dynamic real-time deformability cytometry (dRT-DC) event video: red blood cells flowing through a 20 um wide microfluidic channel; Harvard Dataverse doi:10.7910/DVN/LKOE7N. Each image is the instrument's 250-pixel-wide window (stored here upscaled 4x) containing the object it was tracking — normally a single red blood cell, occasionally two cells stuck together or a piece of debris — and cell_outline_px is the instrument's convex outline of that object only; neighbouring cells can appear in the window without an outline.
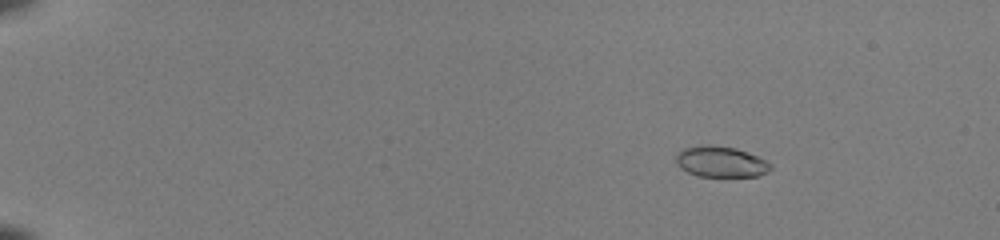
{"species": "common noctule bat (a hibernating species)", "species_latin": "Nyctalus noctula", "temperature_condition": "room temperature", "stored_images_in_passage": 52, "camera_frame_rate_fps": 3000, "um_per_image_px": 0.085, "animal": {"sex": "female", "body_mass_g": 22.0, "forearm_length_mm": 56.7}, "frame": {"image": 1, "passage_image": 8, "time_ms": 2.333, "image_size_px": [1000, 240], "cell_outline_px": [[772, 168], [768, 172], [756, 176], [700, 176], [688, 172], [680, 168], [676, 164], [676, 152], [684, 148], [704, 144], [712, 144], [736, 148], [748, 152], [772, 164]], "centroid_in_image_um": [61.24, 13.73], "position_along_channel_um": 23.8, "area_um2": 17.11}}
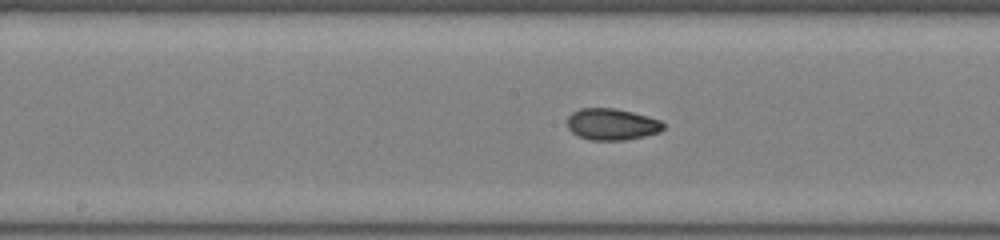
{"frame": {"image": 2, "passage_image": 30, "time_ms": 9.667, "image_size_px": [1000, 240], "cell_outline_px": [[664, 128], [660, 132], [644, 136], [624, 140], [588, 140], [572, 132], [568, 128], [568, 116], [572, 112], [580, 108], [616, 108], [632, 112], [660, 120], [664, 124]], "centroid_in_image_um": [52.0, 10.56], "position_along_channel_um": 196.2, "area_um2": 17.63}}
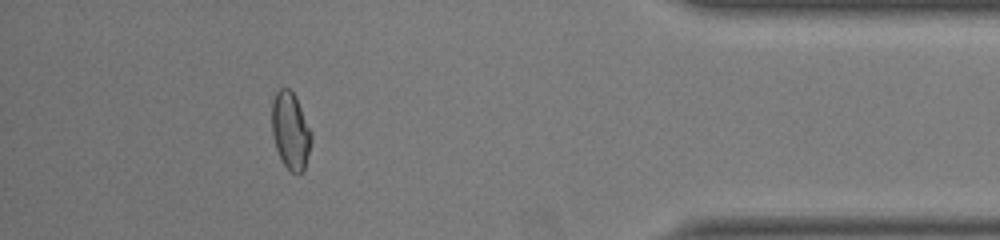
{"frame": {"image": 3, "passage_image": 48, "time_ms": 15.667, "image_size_px": [1000, 240], "cell_outline_px": [[312, 140], [304, 168], [300, 172], [292, 172], [280, 160], [276, 148], [272, 132], [272, 100], [276, 92], [280, 88], [288, 88], [296, 96], [312, 132]], "centroid_in_image_um": [24.69, 11.08], "position_along_channel_um": 410.5, "area_um2": 17.69}, "authors_computed_cell_mechanics": {"area_um2": 17.5134, "velocity_mm_per_s": 4.105, "shape_relaxation_time_tau1_ms": 7.8557, "shape_relaxation_time_tau2_ms": 1.2601, "deformation_change_tau1": 0.2087, "deformation_change_tau2": 0.0513}}